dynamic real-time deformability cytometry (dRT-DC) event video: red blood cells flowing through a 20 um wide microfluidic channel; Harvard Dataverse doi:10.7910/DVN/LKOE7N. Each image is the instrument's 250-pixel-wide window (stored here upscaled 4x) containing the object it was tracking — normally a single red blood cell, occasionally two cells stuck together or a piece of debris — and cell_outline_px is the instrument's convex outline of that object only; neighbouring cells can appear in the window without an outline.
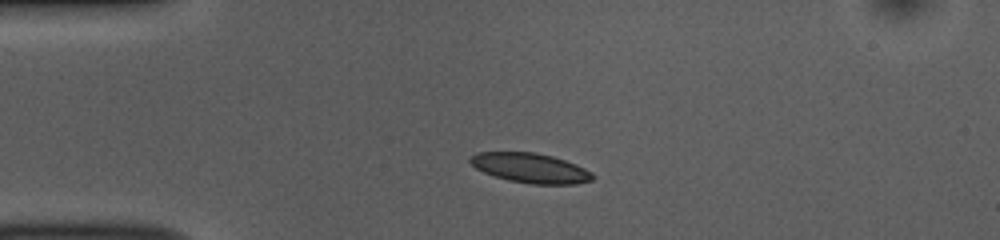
{"species": "common noctule bat (a hibernating species)", "species_latin": "Nyctalus noctula", "temperature_condition": "room temperature", "stored_images_in_passage": 41, "camera_frame_rate_fps": 3000, "um_per_image_px": 0.085, "animal": {"sex": "female", "body_mass_g": 10.0, "forearm_length_mm": 53.1}, "frame": {"image": 1, "passage_image": 1, "time_ms": 0.0, "image_size_px": [1000, 240], "cell_outline_px": [[596, 176], [592, 180], [576, 184], [532, 184], [508, 180], [484, 172], [476, 168], [468, 160], [476, 152], [536, 152], [552, 156], [576, 164], [592, 172]], "centroid_in_image_um": [45.11, 14.28], "position_along_channel_um": 39.9, "area_um2": 21.15}}
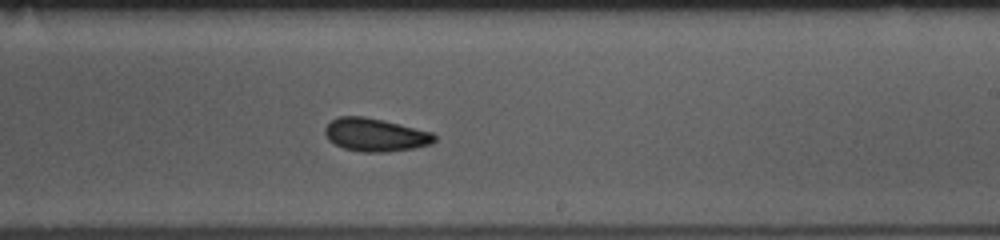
{"frame": {"image": 2, "passage_image": 20, "time_ms": 6.333, "image_size_px": [1000, 240], "cell_outline_px": [[436, 140], [432, 144], [412, 148], [388, 152], [364, 152], [344, 148], [328, 140], [324, 132], [324, 128], [332, 120], [340, 116], [364, 116], [384, 120], [432, 132], [436, 136]], "centroid_in_image_um": [31.91, 11.46], "position_along_channel_um": 257.1, "area_um2": 21.1}}
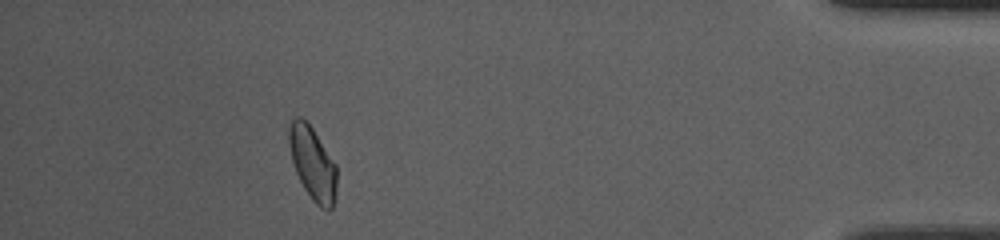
{"frame": {"image": 3, "passage_image": 36, "time_ms": 11.667, "image_size_px": [1000, 240], "cell_outline_px": [[336, 188], [332, 208], [328, 212], [320, 208], [312, 200], [304, 188], [296, 172], [292, 160], [288, 144], [288, 128], [292, 120], [296, 116], [300, 116], [312, 128], [336, 164]], "centroid_in_image_um": [26.56, 13.9], "position_along_channel_um": 408.6, "area_um2": 20.29}, "authors_computed_cell_mechanics": {"area_um2": 20.6924, "velocity_mm_per_s": 3.851, "shape_relaxation_time_tau1_ms": 3.394, "shape_relaxation_time_tau2_ms": 3.1157, "deformation_change_tau1": 0.1014, "deformation_change_tau2": 0.0829}}